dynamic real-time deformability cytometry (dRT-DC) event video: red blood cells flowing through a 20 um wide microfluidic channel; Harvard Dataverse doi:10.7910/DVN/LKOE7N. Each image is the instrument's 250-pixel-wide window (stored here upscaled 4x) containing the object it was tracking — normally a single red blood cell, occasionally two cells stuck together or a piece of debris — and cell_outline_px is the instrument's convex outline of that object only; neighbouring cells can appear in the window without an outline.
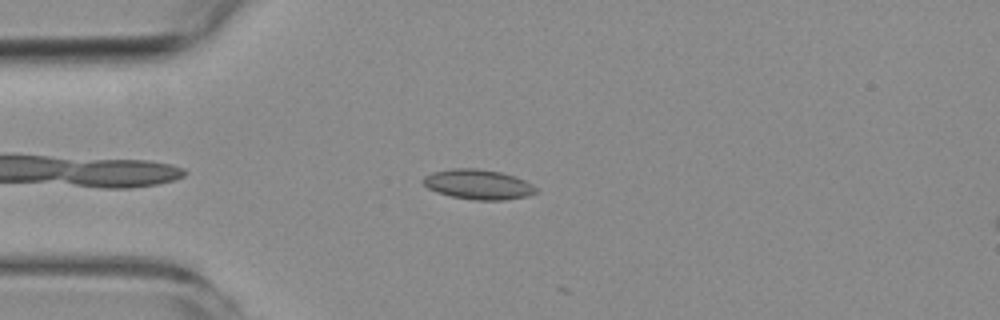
{"species": "common noctule bat (a hibernating species)", "species_latin": "Nyctalus noctula", "temperature_condition": "room temperature", "stored_images_in_passage": 6, "segment_of_instrument_passage": [1, 2], "camera_frame_rate_fps": 3000, "um_per_image_px": 0.085, "animal": {"sex": "female", "body_mass_g": 19.3, "forearm_length_mm": 54.1}, "frame": {"image": 1, "passage_image": 4, "time_ms": 4.333, "image_size_px": [1000, 320], "cell_outline_px": [[540, 192], [528, 196], [504, 200], [472, 200], [452, 196], [436, 192], [428, 188], [420, 180], [424, 176], [432, 172], [452, 168], [476, 168], [500, 172], [524, 180], [532, 184]], "centroid_in_image_um": [40.63, 15.68], "position_along_channel_um": 44.4, "area_um2": 19.77}}